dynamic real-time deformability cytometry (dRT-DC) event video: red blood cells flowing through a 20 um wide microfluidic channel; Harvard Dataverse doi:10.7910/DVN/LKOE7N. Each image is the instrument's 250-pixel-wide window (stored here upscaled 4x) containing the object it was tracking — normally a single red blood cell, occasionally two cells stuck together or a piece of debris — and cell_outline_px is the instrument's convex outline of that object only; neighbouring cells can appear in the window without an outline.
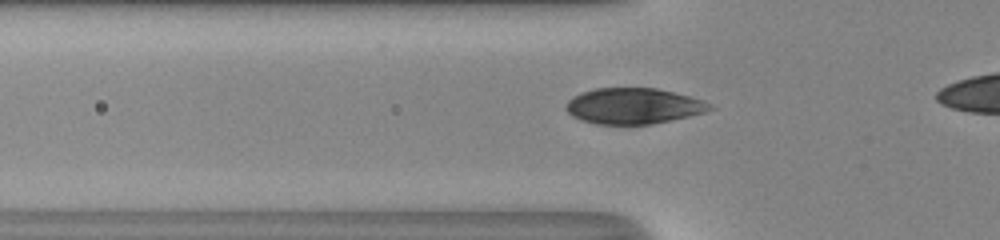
{"species": "human", "species_latin": "Homo sapiens", "temperature_condition": "room temperature", "stored_images_in_passage": 38, "camera_frame_rate_fps": 3000, "um_per_image_px": 0.085, "donor": {"sex": "male"}, "frame": {"image": 1, "passage_image": 12, "time_ms": 3.667, "image_size_px": [1000, 240], "cell_outline_px": [[716, 108], [704, 112], [672, 120], [652, 124], [596, 124], [580, 120], [572, 116], [564, 108], [564, 104], [572, 96], [580, 92], [596, 88], [656, 88], [704, 100]], "centroid_in_image_um": [53.8, 9.01], "position_along_channel_um": 72.0, "area_um2": 30.17}}
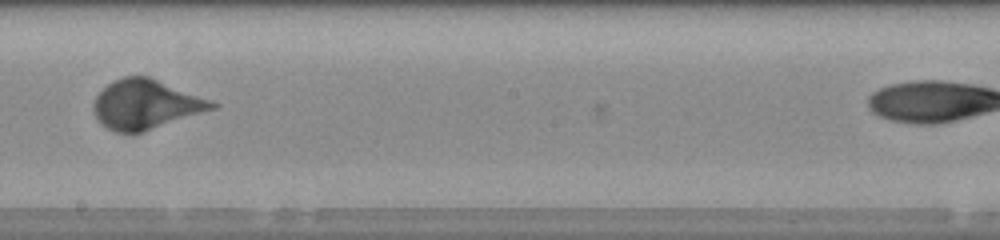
{"frame": {"image": 2, "passage_image": 24, "time_ms": 7.667, "image_size_px": [1000, 240], "cell_outline_px": [[220, 104], [216, 108], [132, 136], [116, 132], [100, 124], [92, 108], [92, 104], [96, 96], [112, 80], [124, 76], [148, 76], [212, 100]], "centroid_in_image_um": [12.37, 8.9], "position_along_channel_um": 235.8, "area_um2": 34.51}}
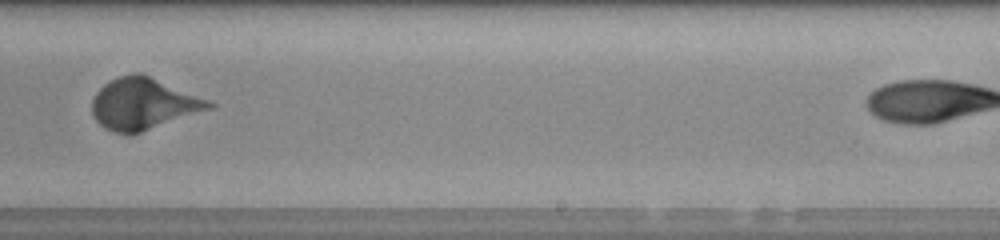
{"frame": {"image": 3, "passage_image": 27, "time_ms": 8.667, "image_size_px": [1000, 240], "cell_outline_px": [[216, 104], [212, 108], [140, 132], [116, 132], [104, 128], [96, 120], [92, 112], [92, 100], [96, 92], [104, 84], [120, 76], [132, 72], [140, 72]], "centroid_in_image_um": [12.14, 8.8], "position_along_channel_um": 276.9, "area_um2": 34.16}}